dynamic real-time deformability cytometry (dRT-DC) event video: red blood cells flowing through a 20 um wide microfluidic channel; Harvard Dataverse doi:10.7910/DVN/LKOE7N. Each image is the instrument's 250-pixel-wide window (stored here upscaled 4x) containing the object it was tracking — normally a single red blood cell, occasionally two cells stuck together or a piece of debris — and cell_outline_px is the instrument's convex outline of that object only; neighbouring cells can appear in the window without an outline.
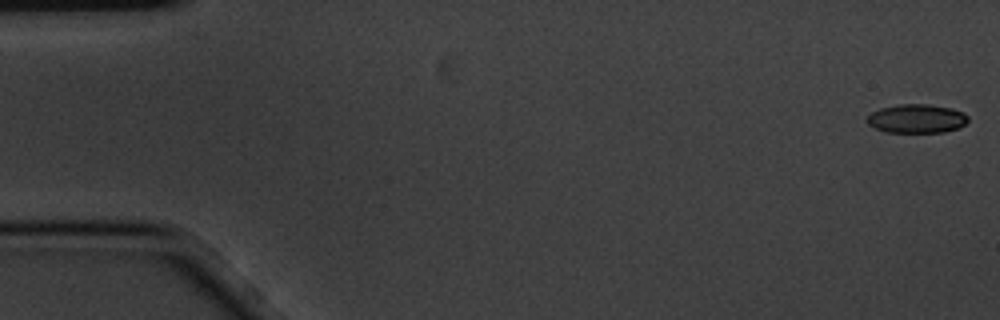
{"species": "common noctule bat (a hibernating species)", "species_latin": "Nyctalus noctula", "temperature_condition": "cold", "stored_images_in_passage": 5, "camera_frame_rate_fps": 3000, "um_per_image_px": 0.085, "animal": {"sex": "male", "body_mass_g": 20.1, "forearm_length_mm": 53.5}, "frame": {"image": 1, "passage_image": 1, "time_ms": 0.0, "image_size_px": [1000, 320], "cell_outline_px": [[968, 120], [964, 124], [956, 128], [944, 132], [888, 132], [876, 128], [868, 124], [864, 120], [872, 112], [880, 108], [900, 104], [928, 104], [952, 108], [964, 112], [968, 116]], "centroid_in_image_um": [77.91, 10.07], "position_along_channel_um": 7.1, "area_um2": 16.94}}
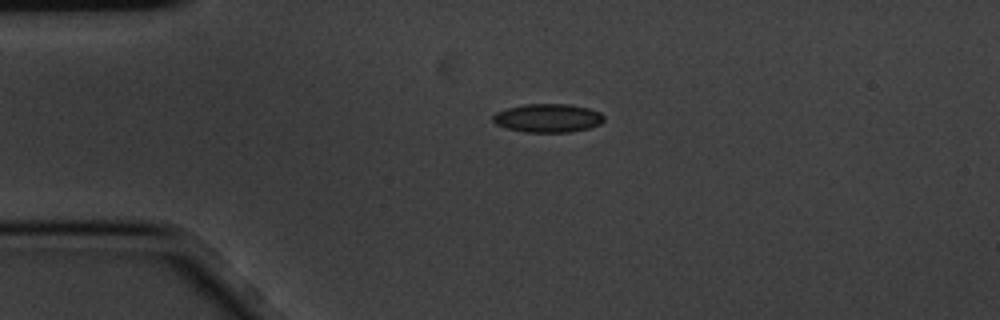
{"frame": {"image": 2, "passage_image": 4, "time_ms": 1.0, "image_size_px": [1000, 320], "cell_outline_px": [[604, 120], [600, 124], [588, 128], [568, 132], [528, 132], [508, 128], [496, 124], [492, 120], [492, 116], [496, 112], [508, 108], [524, 104], [568, 104], [588, 108], [600, 112], [604, 116]], "centroid_in_image_um": [46.57, 10.03], "position_along_channel_um": 38.4, "area_um2": 18.32}}